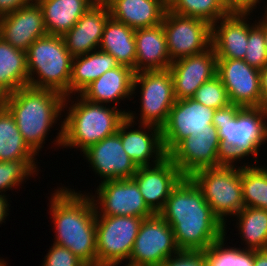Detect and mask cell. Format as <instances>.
I'll list each match as a JSON object with an SVG mask.
<instances>
[{
	"instance_id": "277c9868",
	"label": "cell",
	"mask_w": 267,
	"mask_h": 266,
	"mask_svg": "<svg viewBox=\"0 0 267 266\" xmlns=\"http://www.w3.org/2000/svg\"><path fill=\"white\" fill-rule=\"evenodd\" d=\"M267 110L263 107H241L229 104L216 109L212 124L218 130L219 140L227 162L241 161L257 156L259 147L267 141Z\"/></svg>"
},
{
	"instance_id": "30bf717a",
	"label": "cell",
	"mask_w": 267,
	"mask_h": 266,
	"mask_svg": "<svg viewBox=\"0 0 267 266\" xmlns=\"http://www.w3.org/2000/svg\"><path fill=\"white\" fill-rule=\"evenodd\" d=\"M179 251L173 229L159 214H154L141 222L127 264L159 266Z\"/></svg>"
},
{
	"instance_id": "836d02e7",
	"label": "cell",
	"mask_w": 267,
	"mask_h": 266,
	"mask_svg": "<svg viewBox=\"0 0 267 266\" xmlns=\"http://www.w3.org/2000/svg\"><path fill=\"white\" fill-rule=\"evenodd\" d=\"M226 237L210 245L204 250L207 266H253V250L224 247Z\"/></svg>"
},
{
	"instance_id": "44dd1931",
	"label": "cell",
	"mask_w": 267,
	"mask_h": 266,
	"mask_svg": "<svg viewBox=\"0 0 267 266\" xmlns=\"http://www.w3.org/2000/svg\"><path fill=\"white\" fill-rule=\"evenodd\" d=\"M248 16L227 14L211 25V46L217 58H245L249 30L253 27L247 23Z\"/></svg>"
},
{
	"instance_id": "5bb4252c",
	"label": "cell",
	"mask_w": 267,
	"mask_h": 266,
	"mask_svg": "<svg viewBox=\"0 0 267 266\" xmlns=\"http://www.w3.org/2000/svg\"><path fill=\"white\" fill-rule=\"evenodd\" d=\"M215 109L207 107L193 98L176 100L169 111L165 125L161 128L163 147L168 154L182 139L202 131L215 128L212 119Z\"/></svg>"
},
{
	"instance_id": "e0dca14e",
	"label": "cell",
	"mask_w": 267,
	"mask_h": 266,
	"mask_svg": "<svg viewBox=\"0 0 267 266\" xmlns=\"http://www.w3.org/2000/svg\"><path fill=\"white\" fill-rule=\"evenodd\" d=\"M95 171L103 181L131 179L138 167L124 151L118 131L100 142L90 146L83 152Z\"/></svg>"
},
{
	"instance_id": "83f0119b",
	"label": "cell",
	"mask_w": 267,
	"mask_h": 266,
	"mask_svg": "<svg viewBox=\"0 0 267 266\" xmlns=\"http://www.w3.org/2000/svg\"><path fill=\"white\" fill-rule=\"evenodd\" d=\"M99 49L113 55L120 65L135 71V29L110 17L105 24Z\"/></svg>"
},
{
	"instance_id": "2e32d148",
	"label": "cell",
	"mask_w": 267,
	"mask_h": 266,
	"mask_svg": "<svg viewBox=\"0 0 267 266\" xmlns=\"http://www.w3.org/2000/svg\"><path fill=\"white\" fill-rule=\"evenodd\" d=\"M134 115L132 111H128L127 118L119 125V136L123 149L137 167L156 165L167 157L163 147L161 129L153 125L142 124L138 126V128L142 126L141 128L132 130V126L134 127L132 124L136 122ZM150 158H153L151 162Z\"/></svg>"
},
{
	"instance_id": "b9f144b4",
	"label": "cell",
	"mask_w": 267,
	"mask_h": 266,
	"mask_svg": "<svg viewBox=\"0 0 267 266\" xmlns=\"http://www.w3.org/2000/svg\"><path fill=\"white\" fill-rule=\"evenodd\" d=\"M261 107L267 110V65L260 69Z\"/></svg>"
},
{
	"instance_id": "3957f363",
	"label": "cell",
	"mask_w": 267,
	"mask_h": 266,
	"mask_svg": "<svg viewBox=\"0 0 267 266\" xmlns=\"http://www.w3.org/2000/svg\"><path fill=\"white\" fill-rule=\"evenodd\" d=\"M69 100L72 101L55 90L26 86L4 96V106L13 115L25 143L39 155L46 135Z\"/></svg>"
},
{
	"instance_id": "9a60e30c",
	"label": "cell",
	"mask_w": 267,
	"mask_h": 266,
	"mask_svg": "<svg viewBox=\"0 0 267 266\" xmlns=\"http://www.w3.org/2000/svg\"><path fill=\"white\" fill-rule=\"evenodd\" d=\"M216 75L220 78L231 104L261 107L260 70L243 59L217 58Z\"/></svg>"
},
{
	"instance_id": "9c48e42d",
	"label": "cell",
	"mask_w": 267,
	"mask_h": 266,
	"mask_svg": "<svg viewBox=\"0 0 267 266\" xmlns=\"http://www.w3.org/2000/svg\"><path fill=\"white\" fill-rule=\"evenodd\" d=\"M141 86L140 124L160 129L167 122L169 111L175 104L173 79L169 69L135 73L133 94Z\"/></svg>"
},
{
	"instance_id": "d590c367",
	"label": "cell",
	"mask_w": 267,
	"mask_h": 266,
	"mask_svg": "<svg viewBox=\"0 0 267 266\" xmlns=\"http://www.w3.org/2000/svg\"><path fill=\"white\" fill-rule=\"evenodd\" d=\"M195 101L213 108L220 109L228 106L230 103L226 88L216 75L209 81L203 83L192 97Z\"/></svg>"
},
{
	"instance_id": "8fae6325",
	"label": "cell",
	"mask_w": 267,
	"mask_h": 266,
	"mask_svg": "<svg viewBox=\"0 0 267 266\" xmlns=\"http://www.w3.org/2000/svg\"><path fill=\"white\" fill-rule=\"evenodd\" d=\"M162 26L171 62L201 53L211 46V25L205 20L167 10Z\"/></svg>"
},
{
	"instance_id": "60d3db41",
	"label": "cell",
	"mask_w": 267,
	"mask_h": 266,
	"mask_svg": "<svg viewBox=\"0 0 267 266\" xmlns=\"http://www.w3.org/2000/svg\"><path fill=\"white\" fill-rule=\"evenodd\" d=\"M33 0H0V16L16 11Z\"/></svg>"
},
{
	"instance_id": "4dcf8cb0",
	"label": "cell",
	"mask_w": 267,
	"mask_h": 266,
	"mask_svg": "<svg viewBox=\"0 0 267 266\" xmlns=\"http://www.w3.org/2000/svg\"><path fill=\"white\" fill-rule=\"evenodd\" d=\"M236 223L247 250L267 249V210L243 207L236 215Z\"/></svg>"
},
{
	"instance_id": "ffe728a7",
	"label": "cell",
	"mask_w": 267,
	"mask_h": 266,
	"mask_svg": "<svg viewBox=\"0 0 267 266\" xmlns=\"http://www.w3.org/2000/svg\"><path fill=\"white\" fill-rule=\"evenodd\" d=\"M47 34L41 7L35 0L0 16V37L15 48L27 51L36 39Z\"/></svg>"
},
{
	"instance_id": "8992f818",
	"label": "cell",
	"mask_w": 267,
	"mask_h": 266,
	"mask_svg": "<svg viewBox=\"0 0 267 266\" xmlns=\"http://www.w3.org/2000/svg\"><path fill=\"white\" fill-rule=\"evenodd\" d=\"M26 60L28 86L51 89L69 96L73 56L62 36L47 34L36 39L26 51Z\"/></svg>"
},
{
	"instance_id": "bcb514c9",
	"label": "cell",
	"mask_w": 267,
	"mask_h": 266,
	"mask_svg": "<svg viewBox=\"0 0 267 266\" xmlns=\"http://www.w3.org/2000/svg\"><path fill=\"white\" fill-rule=\"evenodd\" d=\"M217 1L229 14V0H217Z\"/></svg>"
},
{
	"instance_id": "7a4b0ae2",
	"label": "cell",
	"mask_w": 267,
	"mask_h": 266,
	"mask_svg": "<svg viewBox=\"0 0 267 266\" xmlns=\"http://www.w3.org/2000/svg\"><path fill=\"white\" fill-rule=\"evenodd\" d=\"M51 197L54 243L68 248L87 266H97L96 211L90 195L62 186Z\"/></svg>"
},
{
	"instance_id": "ab89813d",
	"label": "cell",
	"mask_w": 267,
	"mask_h": 266,
	"mask_svg": "<svg viewBox=\"0 0 267 266\" xmlns=\"http://www.w3.org/2000/svg\"><path fill=\"white\" fill-rule=\"evenodd\" d=\"M261 0H229V14H249ZM251 11V12H250Z\"/></svg>"
},
{
	"instance_id": "52a82bcc",
	"label": "cell",
	"mask_w": 267,
	"mask_h": 266,
	"mask_svg": "<svg viewBox=\"0 0 267 266\" xmlns=\"http://www.w3.org/2000/svg\"><path fill=\"white\" fill-rule=\"evenodd\" d=\"M227 162L218 167L203 168L190 178L202 191L214 215L226 225V216H235L243 207L240 167Z\"/></svg>"
},
{
	"instance_id": "681fc988",
	"label": "cell",
	"mask_w": 267,
	"mask_h": 266,
	"mask_svg": "<svg viewBox=\"0 0 267 266\" xmlns=\"http://www.w3.org/2000/svg\"><path fill=\"white\" fill-rule=\"evenodd\" d=\"M5 262L6 261H4L3 259H0V266H7Z\"/></svg>"
},
{
	"instance_id": "d4e9b609",
	"label": "cell",
	"mask_w": 267,
	"mask_h": 266,
	"mask_svg": "<svg viewBox=\"0 0 267 266\" xmlns=\"http://www.w3.org/2000/svg\"><path fill=\"white\" fill-rule=\"evenodd\" d=\"M107 6L111 18L133 29L162 24L167 11L166 0H109Z\"/></svg>"
},
{
	"instance_id": "f35d334b",
	"label": "cell",
	"mask_w": 267,
	"mask_h": 266,
	"mask_svg": "<svg viewBox=\"0 0 267 266\" xmlns=\"http://www.w3.org/2000/svg\"><path fill=\"white\" fill-rule=\"evenodd\" d=\"M159 266H207L204 250H180Z\"/></svg>"
},
{
	"instance_id": "d6a6232c",
	"label": "cell",
	"mask_w": 267,
	"mask_h": 266,
	"mask_svg": "<svg viewBox=\"0 0 267 266\" xmlns=\"http://www.w3.org/2000/svg\"><path fill=\"white\" fill-rule=\"evenodd\" d=\"M167 10L181 16L194 17L216 23L228 13L217 0H166Z\"/></svg>"
},
{
	"instance_id": "7bdbcfd3",
	"label": "cell",
	"mask_w": 267,
	"mask_h": 266,
	"mask_svg": "<svg viewBox=\"0 0 267 266\" xmlns=\"http://www.w3.org/2000/svg\"><path fill=\"white\" fill-rule=\"evenodd\" d=\"M253 266H267V249L253 250Z\"/></svg>"
},
{
	"instance_id": "7402d4cb",
	"label": "cell",
	"mask_w": 267,
	"mask_h": 266,
	"mask_svg": "<svg viewBox=\"0 0 267 266\" xmlns=\"http://www.w3.org/2000/svg\"><path fill=\"white\" fill-rule=\"evenodd\" d=\"M110 18L107 5H92L62 38L73 57L99 49L104 27Z\"/></svg>"
},
{
	"instance_id": "f546056e",
	"label": "cell",
	"mask_w": 267,
	"mask_h": 266,
	"mask_svg": "<svg viewBox=\"0 0 267 266\" xmlns=\"http://www.w3.org/2000/svg\"><path fill=\"white\" fill-rule=\"evenodd\" d=\"M35 159L36 154L25 143L13 115L3 105L0 109V161Z\"/></svg>"
},
{
	"instance_id": "f1b7e54d",
	"label": "cell",
	"mask_w": 267,
	"mask_h": 266,
	"mask_svg": "<svg viewBox=\"0 0 267 266\" xmlns=\"http://www.w3.org/2000/svg\"><path fill=\"white\" fill-rule=\"evenodd\" d=\"M28 84L26 51L0 37V94L6 96Z\"/></svg>"
},
{
	"instance_id": "4316f807",
	"label": "cell",
	"mask_w": 267,
	"mask_h": 266,
	"mask_svg": "<svg viewBox=\"0 0 267 266\" xmlns=\"http://www.w3.org/2000/svg\"><path fill=\"white\" fill-rule=\"evenodd\" d=\"M119 65L113 55L100 49L73 57L68 97L70 98L73 92L74 95L81 93L91 82Z\"/></svg>"
},
{
	"instance_id": "8d00e7d4",
	"label": "cell",
	"mask_w": 267,
	"mask_h": 266,
	"mask_svg": "<svg viewBox=\"0 0 267 266\" xmlns=\"http://www.w3.org/2000/svg\"><path fill=\"white\" fill-rule=\"evenodd\" d=\"M249 30L245 58L249 66L263 69L267 65V48L263 30L255 23Z\"/></svg>"
},
{
	"instance_id": "cb8c5ba5",
	"label": "cell",
	"mask_w": 267,
	"mask_h": 266,
	"mask_svg": "<svg viewBox=\"0 0 267 266\" xmlns=\"http://www.w3.org/2000/svg\"><path fill=\"white\" fill-rule=\"evenodd\" d=\"M135 73L166 70L171 65L162 24L135 29Z\"/></svg>"
},
{
	"instance_id": "484cf974",
	"label": "cell",
	"mask_w": 267,
	"mask_h": 266,
	"mask_svg": "<svg viewBox=\"0 0 267 266\" xmlns=\"http://www.w3.org/2000/svg\"><path fill=\"white\" fill-rule=\"evenodd\" d=\"M41 7L48 35L63 36L92 5L89 0H35Z\"/></svg>"
},
{
	"instance_id": "c3c4849f",
	"label": "cell",
	"mask_w": 267,
	"mask_h": 266,
	"mask_svg": "<svg viewBox=\"0 0 267 266\" xmlns=\"http://www.w3.org/2000/svg\"><path fill=\"white\" fill-rule=\"evenodd\" d=\"M4 105V96L0 94V109Z\"/></svg>"
},
{
	"instance_id": "1f68e13d",
	"label": "cell",
	"mask_w": 267,
	"mask_h": 266,
	"mask_svg": "<svg viewBox=\"0 0 267 266\" xmlns=\"http://www.w3.org/2000/svg\"><path fill=\"white\" fill-rule=\"evenodd\" d=\"M244 207L267 210V168L240 166Z\"/></svg>"
},
{
	"instance_id": "ac0fdd59",
	"label": "cell",
	"mask_w": 267,
	"mask_h": 266,
	"mask_svg": "<svg viewBox=\"0 0 267 266\" xmlns=\"http://www.w3.org/2000/svg\"><path fill=\"white\" fill-rule=\"evenodd\" d=\"M183 177L167 156L156 165L138 167L132 179L137 183L147 206L158 214L164 208L173 188Z\"/></svg>"
},
{
	"instance_id": "6da1fadb",
	"label": "cell",
	"mask_w": 267,
	"mask_h": 266,
	"mask_svg": "<svg viewBox=\"0 0 267 266\" xmlns=\"http://www.w3.org/2000/svg\"><path fill=\"white\" fill-rule=\"evenodd\" d=\"M158 214L173 229L180 250H206L225 236L224 224L190 177L179 181Z\"/></svg>"
},
{
	"instance_id": "f907efd6",
	"label": "cell",
	"mask_w": 267,
	"mask_h": 266,
	"mask_svg": "<svg viewBox=\"0 0 267 266\" xmlns=\"http://www.w3.org/2000/svg\"><path fill=\"white\" fill-rule=\"evenodd\" d=\"M119 264H110V265H105V266H118ZM125 266H131L129 264H126Z\"/></svg>"
},
{
	"instance_id": "603a6c76",
	"label": "cell",
	"mask_w": 267,
	"mask_h": 266,
	"mask_svg": "<svg viewBox=\"0 0 267 266\" xmlns=\"http://www.w3.org/2000/svg\"><path fill=\"white\" fill-rule=\"evenodd\" d=\"M135 71L128 66L119 65L108 70L95 81L91 82L80 95L88 101L105 104L119 103L133 96Z\"/></svg>"
},
{
	"instance_id": "ee69618b",
	"label": "cell",
	"mask_w": 267,
	"mask_h": 266,
	"mask_svg": "<svg viewBox=\"0 0 267 266\" xmlns=\"http://www.w3.org/2000/svg\"><path fill=\"white\" fill-rule=\"evenodd\" d=\"M6 197V195L0 194V224H2L3 222L5 223L4 220L9 215V213L7 212L10 206Z\"/></svg>"
},
{
	"instance_id": "f6af8a7d",
	"label": "cell",
	"mask_w": 267,
	"mask_h": 266,
	"mask_svg": "<svg viewBox=\"0 0 267 266\" xmlns=\"http://www.w3.org/2000/svg\"><path fill=\"white\" fill-rule=\"evenodd\" d=\"M264 18L257 23V25L263 30V34H264V37H265V42H266V48H267V12L264 13Z\"/></svg>"
},
{
	"instance_id": "74e56055",
	"label": "cell",
	"mask_w": 267,
	"mask_h": 266,
	"mask_svg": "<svg viewBox=\"0 0 267 266\" xmlns=\"http://www.w3.org/2000/svg\"><path fill=\"white\" fill-rule=\"evenodd\" d=\"M42 266H87L68 248L53 243Z\"/></svg>"
},
{
	"instance_id": "ba28073f",
	"label": "cell",
	"mask_w": 267,
	"mask_h": 266,
	"mask_svg": "<svg viewBox=\"0 0 267 266\" xmlns=\"http://www.w3.org/2000/svg\"><path fill=\"white\" fill-rule=\"evenodd\" d=\"M143 218L96 216L97 266L129 261Z\"/></svg>"
},
{
	"instance_id": "7dc6e473",
	"label": "cell",
	"mask_w": 267,
	"mask_h": 266,
	"mask_svg": "<svg viewBox=\"0 0 267 266\" xmlns=\"http://www.w3.org/2000/svg\"><path fill=\"white\" fill-rule=\"evenodd\" d=\"M91 1L94 5H107L109 0H89Z\"/></svg>"
},
{
	"instance_id": "4fadbf2b",
	"label": "cell",
	"mask_w": 267,
	"mask_h": 266,
	"mask_svg": "<svg viewBox=\"0 0 267 266\" xmlns=\"http://www.w3.org/2000/svg\"><path fill=\"white\" fill-rule=\"evenodd\" d=\"M167 156L184 177H190L203 168L227 163L216 128L199 132L196 137L190 135L182 139Z\"/></svg>"
},
{
	"instance_id": "5b68a950",
	"label": "cell",
	"mask_w": 267,
	"mask_h": 266,
	"mask_svg": "<svg viewBox=\"0 0 267 266\" xmlns=\"http://www.w3.org/2000/svg\"><path fill=\"white\" fill-rule=\"evenodd\" d=\"M77 101L67 107L69 112L61 123L56 143L63 148L76 147L81 152L116 133L127 118L125 110L106 104L94 103L78 94Z\"/></svg>"
},
{
	"instance_id": "d6986e66",
	"label": "cell",
	"mask_w": 267,
	"mask_h": 266,
	"mask_svg": "<svg viewBox=\"0 0 267 266\" xmlns=\"http://www.w3.org/2000/svg\"><path fill=\"white\" fill-rule=\"evenodd\" d=\"M176 100L192 98L197 89L217 72V57L212 46L207 50L173 61L168 68Z\"/></svg>"
},
{
	"instance_id": "7c38bea8",
	"label": "cell",
	"mask_w": 267,
	"mask_h": 266,
	"mask_svg": "<svg viewBox=\"0 0 267 266\" xmlns=\"http://www.w3.org/2000/svg\"><path fill=\"white\" fill-rule=\"evenodd\" d=\"M98 187V199L96 195H90L96 216H135L144 219L155 214L145 203L137 183L132 178L107 180L101 182Z\"/></svg>"
},
{
	"instance_id": "e575fe53",
	"label": "cell",
	"mask_w": 267,
	"mask_h": 266,
	"mask_svg": "<svg viewBox=\"0 0 267 266\" xmlns=\"http://www.w3.org/2000/svg\"><path fill=\"white\" fill-rule=\"evenodd\" d=\"M36 172L39 171L35 160L0 161V194L20 186L25 179L38 174Z\"/></svg>"
}]
</instances>
